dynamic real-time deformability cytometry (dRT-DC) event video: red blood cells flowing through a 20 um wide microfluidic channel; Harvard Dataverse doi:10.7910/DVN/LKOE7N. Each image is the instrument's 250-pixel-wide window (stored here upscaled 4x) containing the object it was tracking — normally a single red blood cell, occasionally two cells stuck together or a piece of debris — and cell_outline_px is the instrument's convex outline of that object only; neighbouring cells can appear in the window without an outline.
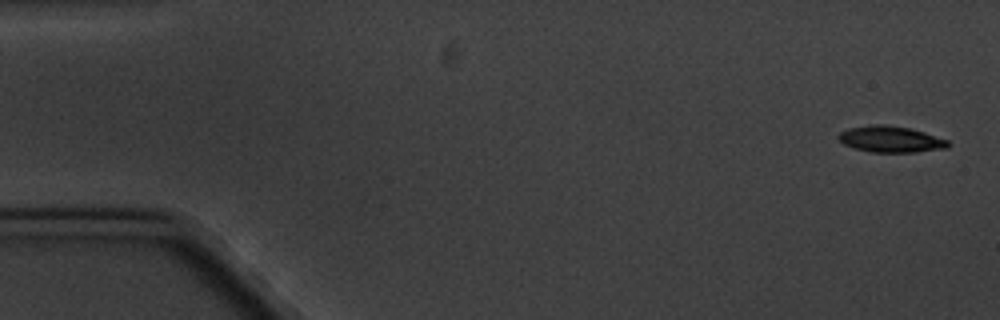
{"species": "common noctule bat (a hibernating species)", "species_latin": "Nyctalus noctula", "temperature_condition": "cold", "stored_images_in_passage": 7, "camera_frame_rate_fps": 3000, "um_per_image_px": 0.085, "animal": {"sex": "male", "body_mass_g": 20.1, "forearm_length_mm": 53.5}, "frame": {"image": 1, "passage_image": 1, "time_ms": 0.0, "image_size_px": [1000, 320], "cell_outline_px": [[952, 144], [948, 148], [916, 152], [872, 152], [852, 148], [844, 144], [836, 136], [840, 132], [848, 128], [872, 124], [884, 124], [912, 128], [948, 140]], "centroid_in_image_um": [75.72, 11.83], "position_along_channel_um": 9.3, "area_um2": 16.99}}
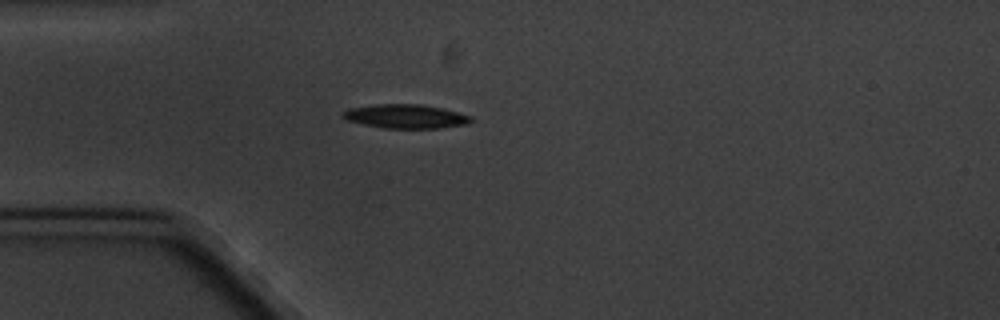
{"frame": {"image": 2, "passage_image": 5, "time_ms": 4.667, "image_size_px": [1000, 320], "cell_outline_px": [[472, 120], [464, 124], [440, 128], [384, 128], [364, 124], [348, 120], [340, 116], [340, 112], [348, 108], [376, 104], [420, 104], [440, 108], [472, 116]], "centroid_in_image_um": [34.41, 9.88], "position_along_channel_um": 50.6, "area_um2": 17.74}}